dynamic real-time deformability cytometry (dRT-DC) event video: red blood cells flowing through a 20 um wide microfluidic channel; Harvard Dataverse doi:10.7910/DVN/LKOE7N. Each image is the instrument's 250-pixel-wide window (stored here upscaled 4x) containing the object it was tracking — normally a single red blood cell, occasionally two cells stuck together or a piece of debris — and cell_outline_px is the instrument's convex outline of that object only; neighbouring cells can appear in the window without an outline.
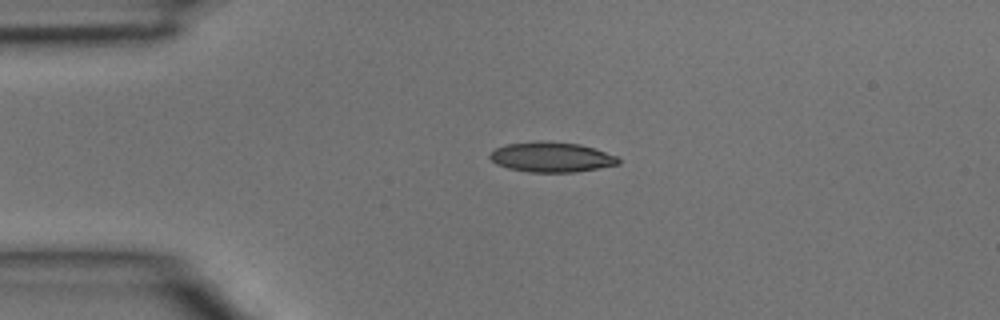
{"species": "common noctule bat (a hibernating species)", "species_latin": "Nyctalus noctula", "temperature_condition": "room temperature", "stored_images_in_passage": 1, "camera_frame_rate_fps": 3000, "um_per_image_px": 0.085, "animal": {"sex": "male", "body_mass_g": 15.6}, "frame": {"image": 1, "passage_image": 1, "time_ms": 0.0, "image_size_px": [1000, 320], "cell_outline_px": [[620, 164], [572, 172], [528, 172], [508, 168], [496, 164], [488, 156], [496, 148], [508, 144], [536, 140], [540, 140], [580, 144], [616, 156], [620, 160]], "centroid_in_image_um": [46.84, 13.35], "position_along_channel_um": 38.2, "area_um2": 22.31}}